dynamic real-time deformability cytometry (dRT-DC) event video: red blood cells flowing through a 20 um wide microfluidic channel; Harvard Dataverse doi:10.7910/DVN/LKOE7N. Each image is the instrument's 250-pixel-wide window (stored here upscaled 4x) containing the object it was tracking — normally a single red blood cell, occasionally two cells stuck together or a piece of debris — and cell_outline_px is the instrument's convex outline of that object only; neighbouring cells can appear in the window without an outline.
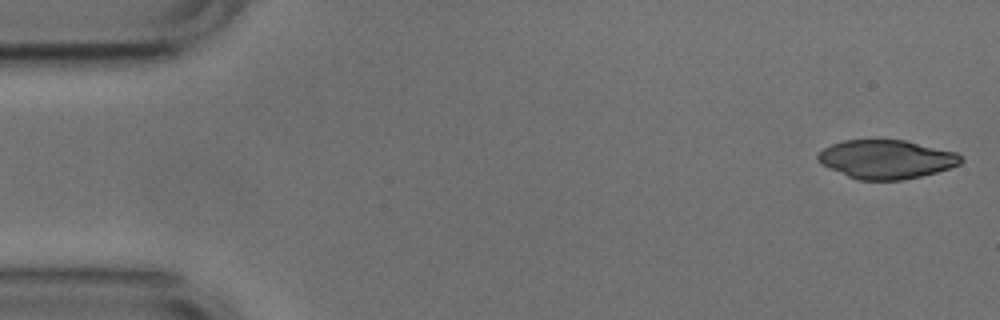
{"species": "common noctule bat (a hibernating species)", "species_latin": "Nyctalus noctula", "temperature_condition": "cold", "stored_images_in_passage": 11, "camera_frame_rate_fps": 3000, "um_per_image_px": 0.085, "animal": {"sex": "male", "body_mass_g": 17.9, "forearm_length_mm": 54.2}, "frame": {"image": 1, "passage_image": 1, "time_ms": 0.0, "image_size_px": [1000, 320], "cell_outline_px": [[964, 160], [960, 164], [936, 172], [920, 176], [900, 180], [860, 180], [848, 176], [820, 164], [816, 160], [816, 156], [824, 148], [832, 144], [844, 140], [904, 140], [956, 152]], "centroid_in_image_um": [75.31, 13.54], "position_along_channel_um": 9.7, "area_um2": 32.08}}